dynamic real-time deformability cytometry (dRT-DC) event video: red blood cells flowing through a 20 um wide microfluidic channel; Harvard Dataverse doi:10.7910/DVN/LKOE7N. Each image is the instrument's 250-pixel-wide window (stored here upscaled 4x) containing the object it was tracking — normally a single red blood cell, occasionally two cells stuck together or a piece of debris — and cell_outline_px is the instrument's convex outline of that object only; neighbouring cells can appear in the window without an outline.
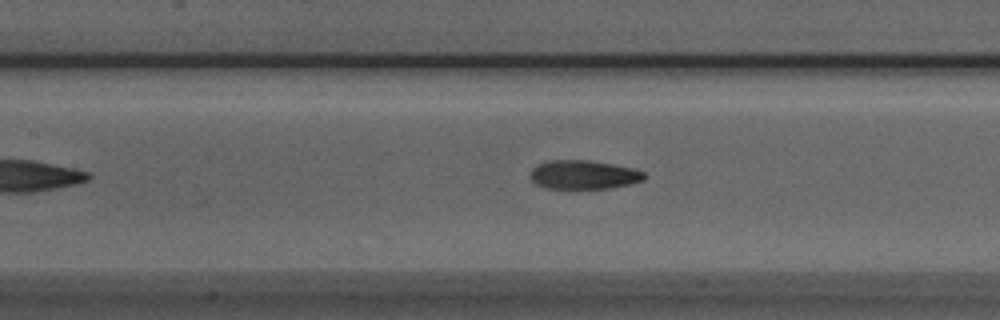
{"species": "Egyptian fruit bat (a non-hibernating species)", "species_latin": "Rousettus aegyptiacus", "temperature_condition": "room temperature", "stored_images_in_passage": 35, "camera_frame_rate_fps": 3000, "um_per_image_px": 0.085, "animal": {"sex": "male"}, "frame": {"image": 1, "passage_image": 16, "time_ms": 5.0, "image_size_px": [1000, 320], "cell_outline_px": [[648, 176], [644, 180], [628, 184], [608, 188], [544, 188], [536, 184], [528, 176], [532, 168], [536, 164], [548, 160], [588, 160], [612, 164], [632, 168], [644, 172]], "centroid_in_image_um": [49.57, 14.84], "position_along_channel_um": 157.8, "area_um2": 19.25}}
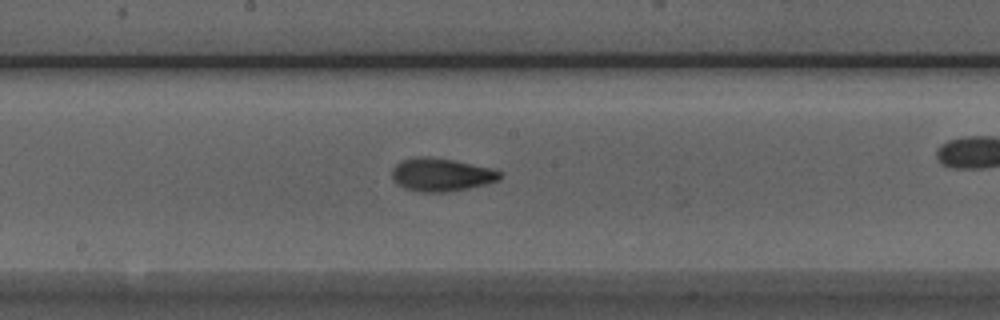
{"frame": {"image": 2, "passage_image": 20, "time_ms": 6.333, "image_size_px": [1000, 320], "cell_outline_px": [[500, 180], [468, 188], [444, 192], [416, 192], [404, 188], [396, 184], [392, 180], [392, 168], [400, 160], [412, 156], [432, 156], [492, 168], [500, 172]], "centroid_in_image_um": [37.43, 14.84], "position_along_channel_um": 210.8, "area_um2": 21.04}, "authors_computed_cell_mechanics": {"area_um2": 19.7098, "velocity_mm_per_s": 3.9751, "shape_relaxation_time_tau1_ms": 4.1717, "shape_relaxation_time_tau2_ms": 2.305, "deformation_change_tau1": 0.1714, "deformation_change_tau2": 0.0877}}